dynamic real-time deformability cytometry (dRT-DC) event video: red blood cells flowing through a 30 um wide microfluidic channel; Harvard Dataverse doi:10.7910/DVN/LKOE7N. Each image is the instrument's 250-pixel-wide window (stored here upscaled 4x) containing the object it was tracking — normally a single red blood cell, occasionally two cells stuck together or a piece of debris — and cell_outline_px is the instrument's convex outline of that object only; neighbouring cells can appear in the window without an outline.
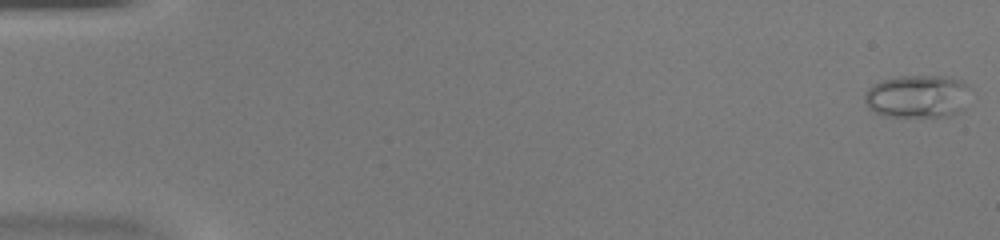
{"species": "common noctule bat (a hibernating species)", "species_latin": "Nyctalus noctula", "temperature_condition": "warm", "stored_images_in_passage": 49, "camera_frame_rate_fps": 3000, "um_per_image_px": 0.085, "animal": {"sex": "female", "body_mass_g": 20.0, "forearm_length_mm": 54.0}, "frame": {"image": 1, "passage_image": 1, "time_ms": 0.0, "image_size_px": [1000, 240], "cell_outline_px": [[968, 88], [964, 112], [952, 116], [888, 116], [876, 112], [868, 108], [864, 100], [864, 96], [868, 88], [872, 84], [884, 80], [900, 76], [948, 76], [964, 80], [968, 84]], "centroid_in_image_um": [78.03, 8.19], "position_along_channel_um": 7.0, "area_um2": 26.65}}
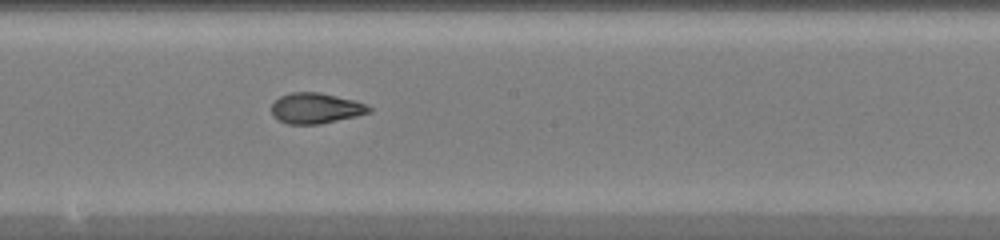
{"frame": {"image": 2, "passage_image": 28, "time_ms": 9.0, "image_size_px": [1000, 240], "cell_outline_px": [[372, 112], [356, 116], [320, 124], [288, 124], [272, 116], [272, 104], [280, 96], [292, 92], [320, 92], [352, 100], [364, 104], [372, 108]], "centroid_in_image_um": [26.83, 9.2], "position_along_channel_um": 221.4, "area_um2": 17.22}}
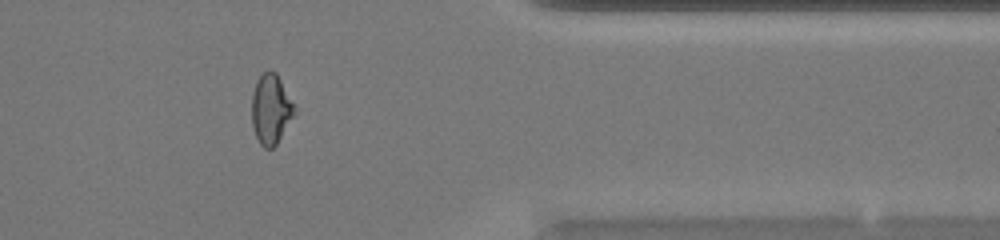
{"frame": {"image": 3, "passage_image": 41, "time_ms": 13.333, "image_size_px": [1000, 240], "cell_outline_px": [[296, 112], [276, 144], [272, 148], [264, 148], [260, 144], [256, 136], [252, 124], [252, 92], [256, 80], [268, 68], [276, 72]], "centroid_in_image_um": [22.99, 9.27], "position_along_channel_um": 388.4, "area_um2": 17.05}, "authors_computed_cell_mechanics": {"area_um2": 18.1492, "velocity_mm_per_s": 4.2168, "shape_relaxation_time_tau1_ms": 11.192, "shape_relaxation_time_tau2_ms": 0.9173, "deformation_change_tau1": 0.344, "deformation_change_tau2": 0.071}}